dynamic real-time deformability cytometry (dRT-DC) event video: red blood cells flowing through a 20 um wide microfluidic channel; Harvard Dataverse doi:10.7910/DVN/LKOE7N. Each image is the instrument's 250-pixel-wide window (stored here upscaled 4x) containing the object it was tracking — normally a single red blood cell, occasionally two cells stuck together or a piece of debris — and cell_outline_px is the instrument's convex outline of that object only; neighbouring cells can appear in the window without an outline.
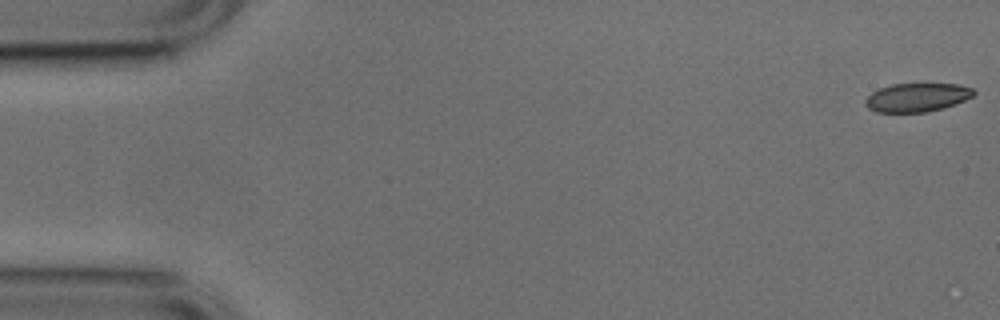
{"species": "common noctule bat (a hibernating species)", "species_latin": "Nyctalus noctula", "temperature_condition": "cold", "stored_images_in_passage": 21, "camera_frame_rate_fps": 3000, "um_per_image_px": 0.085, "animal": {"sex": "male", "body_mass_g": 17.9, "forearm_length_mm": 54.2}, "frame": {"image": 1, "passage_image": 1, "time_ms": 0.0, "image_size_px": [1000, 320], "cell_outline_px": [[976, 92], [972, 96], [956, 104], [944, 108], [924, 112], [876, 112], [868, 108], [864, 104], [864, 100], [872, 92], [880, 88], [892, 84], [960, 84], [972, 88]], "centroid_in_image_um": [77.94, 8.28], "position_along_channel_um": 7.1, "area_um2": 18.09}}
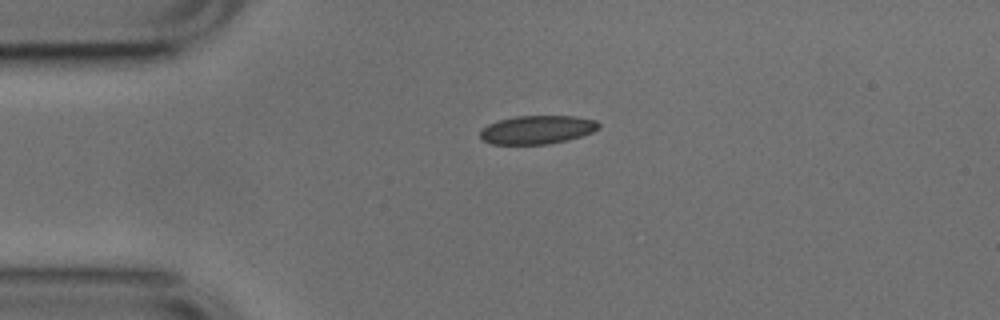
{"frame": {"image": 2, "passage_image": 12, "time_ms": 3.667, "image_size_px": [1000, 320], "cell_outline_px": [[600, 128], [592, 132], [568, 140], [548, 144], [488, 144], [480, 136], [480, 132], [488, 124], [500, 120], [516, 116], [576, 116], [596, 120], [600, 124]], "centroid_in_image_um": [45.69, 11.03], "position_along_channel_um": 39.3, "area_um2": 19.65}}